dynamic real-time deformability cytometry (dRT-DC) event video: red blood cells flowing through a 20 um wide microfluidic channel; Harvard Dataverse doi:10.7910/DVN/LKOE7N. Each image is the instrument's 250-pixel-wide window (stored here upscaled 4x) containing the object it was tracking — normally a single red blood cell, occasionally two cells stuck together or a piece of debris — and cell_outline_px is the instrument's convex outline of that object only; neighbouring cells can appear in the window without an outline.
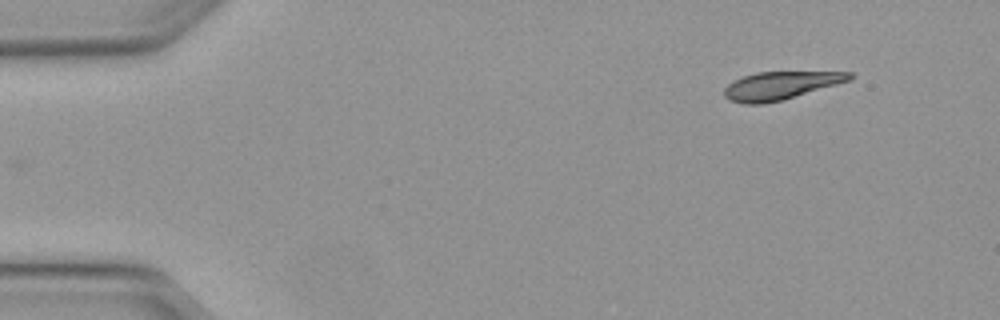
{"species": "Egyptian fruit bat (a non-hibernating species)", "species_latin": "Rousettus aegyptiacus", "temperature_condition": "warm", "stored_images_in_passage": 10, "camera_frame_rate_fps": 3000, "um_per_image_px": 0.085, "animal": {"sex": "female"}, "frame": {"image": 1, "passage_image": 1, "time_ms": 0.0, "image_size_px": [1000, 320], "cell_outline_px": [[852, 80], [784, 100], [764, 104], [744, 104], [728, 100], [724, 96], [724, 88], [732, 80], [756, 72], [852, 72]], "centroid_in_image_um": [66.32, 7.28], "position_along_channel_um": 18.7, "area_um2": 20.63}}
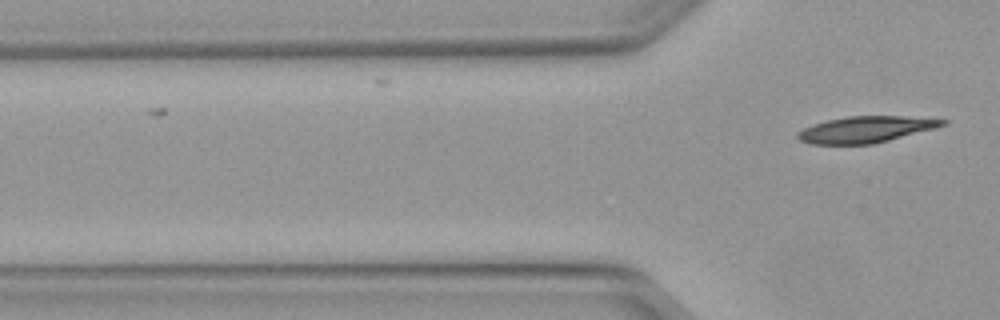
{"frame": {"image": 2, "passage_image": 10, "time_ms": 3.0, "image_size_px": [1000, 320], "cell_outline_px": [[948, 124], [936, 128], [872, 144], [812, 144], [800, 140], [796, 136], [796, 132], [812, 124], [828, 120], [848, 116], [904, 116], [948, 120]], "centroid_in_image_um": [73.59, 11.0], "position_along_channel_um": 52.2, "area_um2": 22.14}}